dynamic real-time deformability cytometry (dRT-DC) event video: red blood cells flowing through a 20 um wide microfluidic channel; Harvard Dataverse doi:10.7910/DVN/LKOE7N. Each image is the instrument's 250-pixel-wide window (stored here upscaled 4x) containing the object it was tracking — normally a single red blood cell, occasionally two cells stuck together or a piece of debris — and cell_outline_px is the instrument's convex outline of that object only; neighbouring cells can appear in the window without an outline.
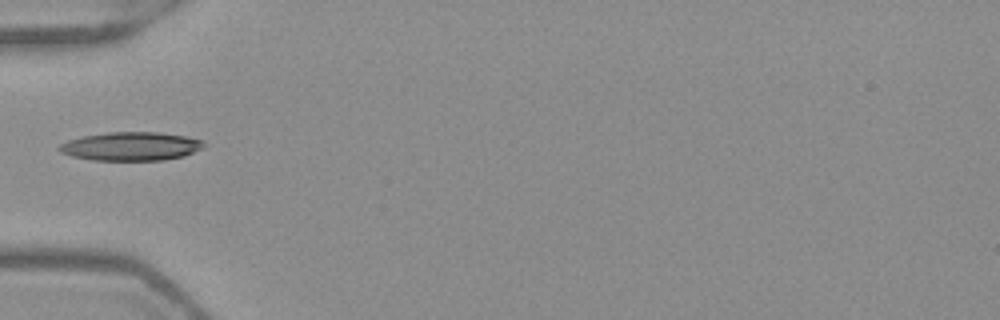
{"species": "Egyptian fruit bat (a non-hibernating species)", "species_latin": "Rousettus aegyptiacus", "temperature_condition": "warm", "stored_images_in_passage": 35, "camera_frame_rate_fps": 3000, "um_per_image_px": 0.085, "frame": {"image": 1, "passage_image": 1, "time_ms": 0.0, "image_size_px": [1000, 320], "cell_outline_px": [[208, 144], [204, 148], [184, 156], [164, 160], [92, 160], [72, 156], [60, 152], [56, 148], [60, 144], [68, 140], [80, 136], [108, 132], [156, 132], [184, 136], [204, 140]], "centroid_in_image_um": [11.15, 12.43], "position_along_channel_um": 73.9, "area_um2": 24.33}}
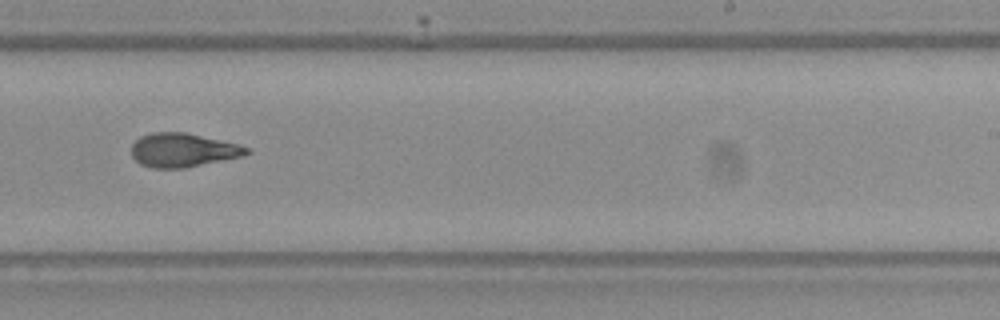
{"frame": {"image": 2, "passage_image": 16, "time_ms": 5.0, "image_size_px": [1000, 320], "cell_outline_px": [[252, 152], [244, 156], [184, 168], [152, 168], [140, 164], [132, 156], [132, 144], [140, 136], [152, 132], [184, 132], [240, 144], [252, 148]], "centroid_in_image_um": [15.59, 12.76], "position_along_channel_um": 273.4, "area_um2": 22.89}}
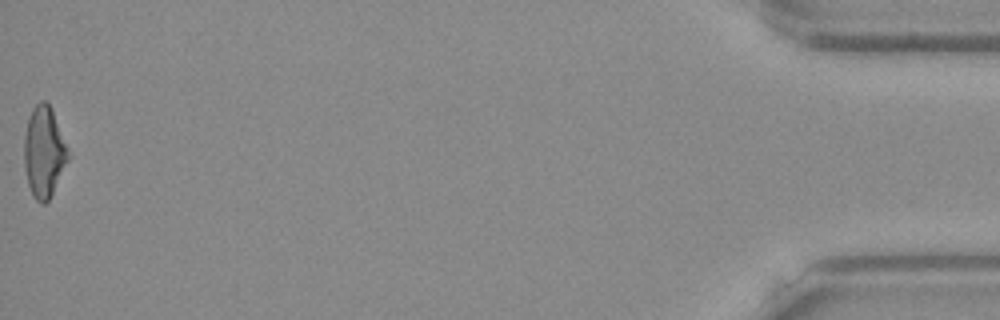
{"frame": {"image": 3, "passage_image": 35, "time_ms": 11.333, "image_size_px": [1000, 320], "cell_outline_px": [[68, 160], [48, 200], [44, 204], [40, 204], [32, 196], [28, 184], [24, 168], [24, 136], [28, 120], [32, 108], [40, 100], [44, 100], [52, 108], [68, 148]], "centroid_in_image_um": [3.72, 12.9], "position_along_channel_um": 431.5, "area_um2": 23.18}, "authors_computed_cell_mechanics": {"area_um2": 22.9466, "velocity_mm_per_s": 3.9756, "shape_relaxation_time_tau1_ms": null, "shape_relaxation_time_tau2_ms": 2.4063, "deformation_change_tau1": null, "deformation_change_tau2": 0.1086}}